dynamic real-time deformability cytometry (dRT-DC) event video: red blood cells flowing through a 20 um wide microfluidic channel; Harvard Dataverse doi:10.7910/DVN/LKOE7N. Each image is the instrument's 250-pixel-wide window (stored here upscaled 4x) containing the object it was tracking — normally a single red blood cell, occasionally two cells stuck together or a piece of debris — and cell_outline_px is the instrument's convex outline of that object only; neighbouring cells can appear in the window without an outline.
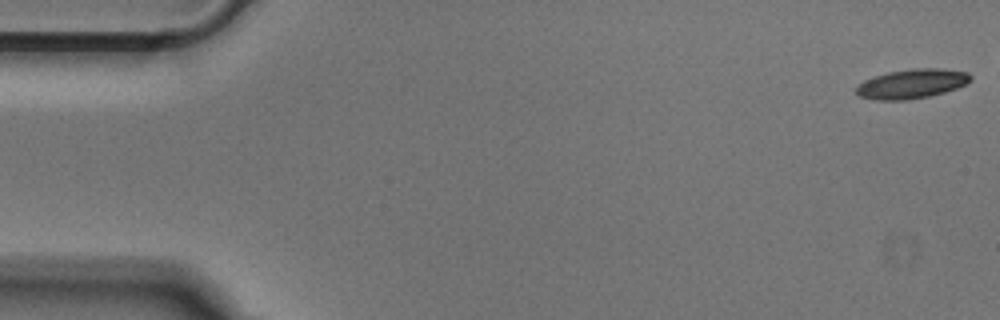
{"species": "Egyptian fruit bat (a non-hibernating species)", "species_latin": "Rousettus aegyptiacus", "temperature_condition": "cold", "stored_images_in_passage": 9, "camera_frame_rate_fps": 3000, "um_per_image_px": 0.085, "animal": {"sex": "male"}, "frame": {"image": 1, "passage_image": 1, "time_ms": 0.0, "image_size_px": [1000, 320], "cell_outline_px": [[972, 80], [956, 88], [944, 92], [928, 96], [908, 100], [876, 100], [860, 96], [856, 92], [856, 84], [864, 80], [888, 72], [912, 68], [940, 68], [968, 72], [972, 76]], "centroid_in_image_um": [77.5, 7.11], "position_along_channel_um": 7.5, "area_um2": 19.59}}